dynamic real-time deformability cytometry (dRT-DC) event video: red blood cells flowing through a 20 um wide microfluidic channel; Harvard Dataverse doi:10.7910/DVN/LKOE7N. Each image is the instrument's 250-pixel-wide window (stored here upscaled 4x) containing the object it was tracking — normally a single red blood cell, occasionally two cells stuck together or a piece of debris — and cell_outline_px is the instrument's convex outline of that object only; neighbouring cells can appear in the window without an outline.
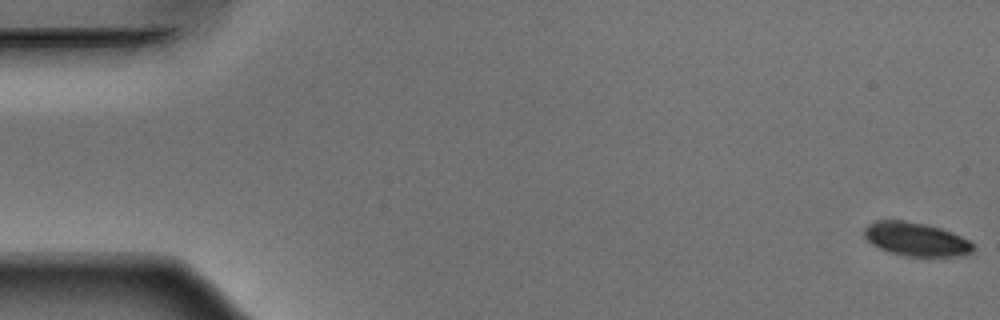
{"species": "Egyptian fruit bat (a non-hibernating species)", "species_latin": "Rousettus aegyptiacus", "temperature_condition": "warm", "stored_images_in_passage": 53, "camera_frame_rate_fps": 3000, "um_per_image_px": 0.085, "animal": {"sex": "male"}, "frame": {"image": 1, "passage_image": 1, "time_ms": 0.0, "image_size_px": [1000, 320], "cell_outline_px": [[976, 248], [972, 252], [964, 256], [904, 256], [888, 252], [872, 244], [864, 236], [864, 228], [868, 224], [880, 220], [904, 220], [928, 224], [952, 232], [968, 240]], "centroid_in_image_um": [77.87, 20.33], "position_along_channel_um": 7.1, "area_um2": 21.44}}
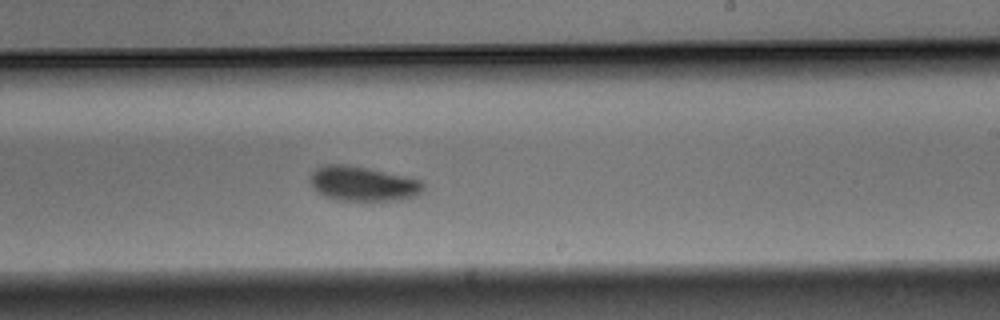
{"frame": {"image": 2, "passage_image": 32, "time_ms": 10.333, "image_size_px": [1000, 320], "cell_outline_px": [[424, 188], [420, 196], [396, 200], [336, 200], [324, 196], [312, 188], [308, 180], [316, 168], [324, 164], [344, 164], [368, 168], [404, 176], [420, 180], [424, 184]], "centroid_in_image_um": [30.83, 15.62], "position_along_channel_um": 258.2, "area_um2": 23.0}}
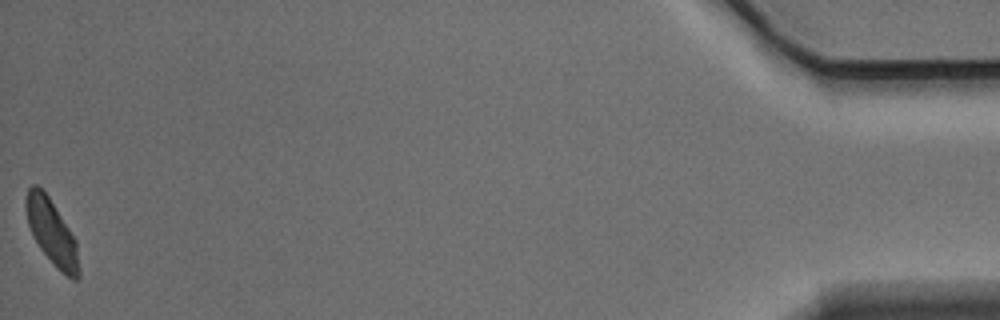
{"frame": {"image": 3, "passage_image": 53, "time_ms": 17.333, "image_size_px": [1000, 320], "cell_outline_px": [[80, 276], [76, 280], [72, 280], [40, 248], [28, 224], [24, 204], [24, 200], [28, 188], [32, 184], [36, 184], [48, 196], [76, 240], [80, 268]], "centroid_in_image_um": [4.4, 19.69], "position_along_channel_um": 430.8, "area_um2": 19.59}, "authors_computed_cell_mechanics": {"area_um2": 22.4842, "velocity_mm_per_s": 3.8467, "shape_relaxation_time_tau1_ms": 1.9501, "shape_relaxation_time_tau2_ms": null, "deformation_change_tau1": 0.0985, "deformation_change_tau2": null}}